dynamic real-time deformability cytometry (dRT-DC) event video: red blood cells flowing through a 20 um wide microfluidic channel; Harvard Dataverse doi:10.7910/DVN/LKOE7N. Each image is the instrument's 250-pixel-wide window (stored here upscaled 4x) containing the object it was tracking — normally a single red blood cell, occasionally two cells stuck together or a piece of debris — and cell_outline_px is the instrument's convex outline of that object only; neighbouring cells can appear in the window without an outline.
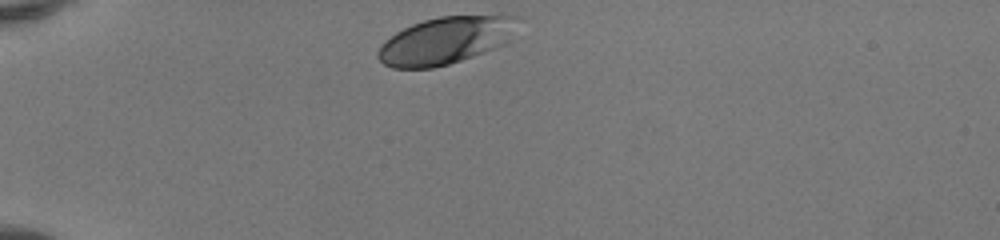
{"species": "human", "species_latin": "Homo sapiens", "temperature_condition": "room temperature", "stored_images_in_passage": 31, "camera_frame_rate_fps": 3000, "um_per_image_px": 0.085, "donor": {"sex": "female"}, "frame": {"image": 1, "passage_image": 1, "time_ms": 0.0, "image_size_px": [1000, 240], "cell_outline_px": [[520, 16], [504, 44], [484, 52], [448, 64], [432, 68], [392, 68], [384, 64], [376, 56], [376, 52], [380, 44], [384, 40], [396, 32], [412, 24], [424, 20], [440, 16]], "centroid_in_image_um": [37.77, 3.45], "position_along_channel_um": 47.2, "area_um2": 37.86}}
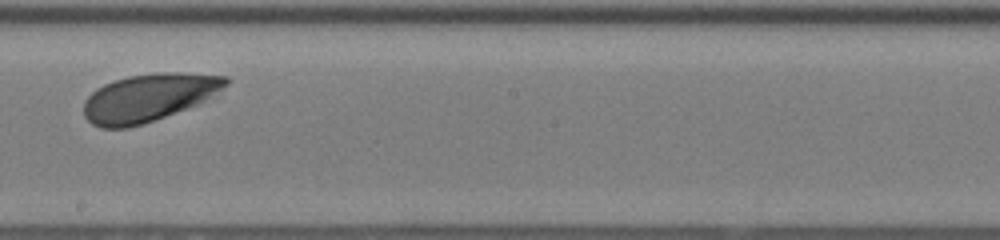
{"frame": {"image": 2, "passage_image": 18, "time_ms": 5.667, "image_size_px": [1000, 240], "cell_outline_px": [[228, 84], [196, 104], [164, 116], [128, 128], [100, 128], [92, 124], [84, 116], [84, 100], [96, 88], [104, 84], [128, 76], [156, 72], [180, 72], [228, 76]], "centroid_in_image_um": [12.57, 8.28], "position_along_channel_um": 235.6, "area_um2": 38.9}}
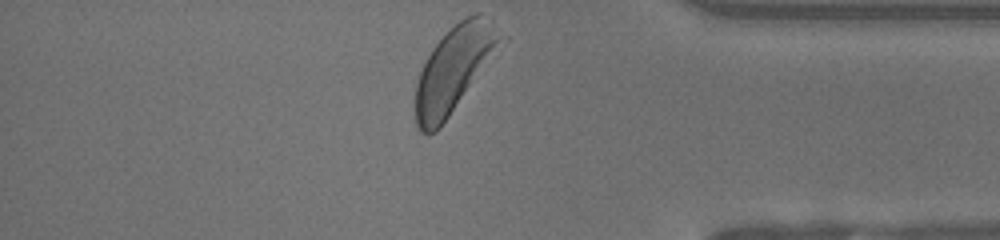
{"frame": {"image": 3, "passage_image": 31, "time_ms": 10.0, "image_size_px": [1000, 240], "cell_outline_px": [[500, 40], [440, 128], [436, 132], [428, 136], [420, 132], [416, 124], [416, 84], [420, 72], [432, 48], [460, 20], [476, 12], [480, 12], [492, 16]], "centroid_in_image_um": [38.49, 5.88], "position_along_channel_um": 396.7, "area_um2": 40.0}, "authors_computed_cell_mechanics": {"area_um2": 39.6508, "velocity_mm_per_s": 4.0409, "shape_relaxation_time_tau1_ms": 1.1905, "shape_relaxation_time_tau2_ms": null, "deformation_change_tau1": 0.0875, "deformation_change_tau2": null}}